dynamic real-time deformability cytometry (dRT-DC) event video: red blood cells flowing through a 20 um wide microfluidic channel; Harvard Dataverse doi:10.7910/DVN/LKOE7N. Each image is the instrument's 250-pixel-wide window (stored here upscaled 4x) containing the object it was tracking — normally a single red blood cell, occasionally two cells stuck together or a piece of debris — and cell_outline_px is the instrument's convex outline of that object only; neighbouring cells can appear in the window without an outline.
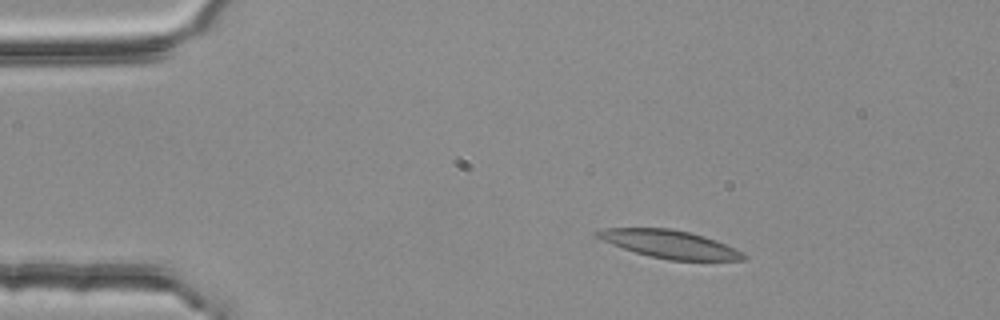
{"species": "common noctule bat (a hibernating species)", "species_latin": "Nyctalus noctula", "temperature_condition": "room temperature", "stored_images_in_passage": 4, "camera_frame_rate_fps": 3000, "um_per_image_px": 0.085, "animal": {"sex": "female", "body_mass_g": 25.1}, "frame": {"image": 1, "passage_image": 2, "time_ms": 0.333, "image_size_px": [1000, 320], "cell_outline_px": [[748, 260], [668, 260], [648, 256], [612, 244], [596, 236], [592, 232], [604, 228], [672, 228], [704, 236], [716, 240], [744, 252], [748, 256]], "centroid_in_image_um": [56.96, 20.75], "position_along_channel_um": 28.0, "area_um2": 23.76}}
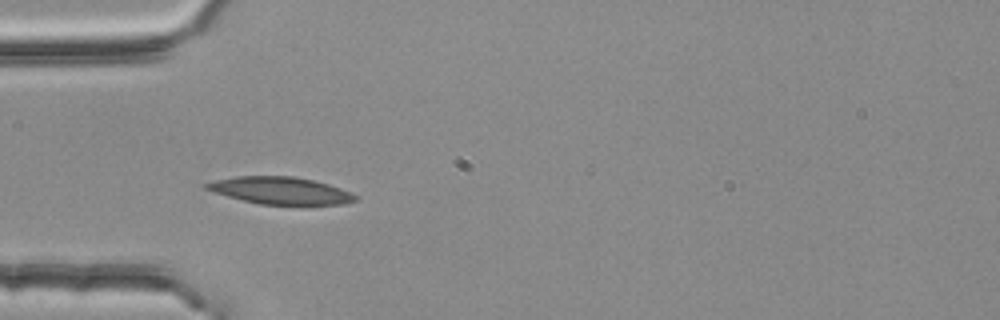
{"frame": {"image": 2, "passage_image": 4, "time_ms": 1.0, "image_size_px": [1000, 320], "cell_outline_px": [[356, 200], [344, 204], [304, 208], [260, 204], [228, 196], [204, 188], [200, 184], [212, 180], [236, 176], [292, 176], [312, 180], [328, 184], [340, 188], [356, 196]], "centroid_in_image_um": [23.86, 16.24], "position_along_channel_um": 61.1, "area_um2": 24.51}}